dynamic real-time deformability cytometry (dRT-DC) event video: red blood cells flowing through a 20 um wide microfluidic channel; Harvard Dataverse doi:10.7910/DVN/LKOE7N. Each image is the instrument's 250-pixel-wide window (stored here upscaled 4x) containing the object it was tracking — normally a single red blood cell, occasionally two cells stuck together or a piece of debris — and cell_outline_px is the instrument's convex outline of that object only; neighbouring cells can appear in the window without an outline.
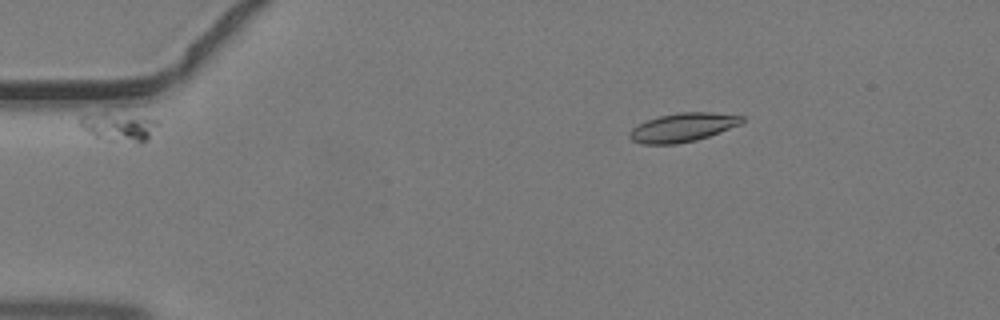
{"species": "common noctule bat (a hibernating species)", "species_latin": "Nyctalus noctula", "temperature_condition": "warm", "stored_images_in_passage": 19, "camera_frame_rate_fps": 3000, "um_per_image_px": 0.085, "animal": {"sex": "male", "body_mass_g": 19.2, "forearm_length_mm": 51.8}, "frame": {"image": 1, "passage_image": 7, "time_ms": 2.0, "image_size_px": [1000, 320], "cell_outline_px": [[744, 120], [740, 124], [708, 136], [696, 140], [676, 144], [640, 144], [632, 140], [628, 136], [628, 132], [632, 128], [648, 120], [660, 116], [676, 112], [712, 112], [744, 116]], "centroid_in_image_um": [58.01, 10.83], "position_along_channel_um": 27.0, "area_um2": 18.73}}
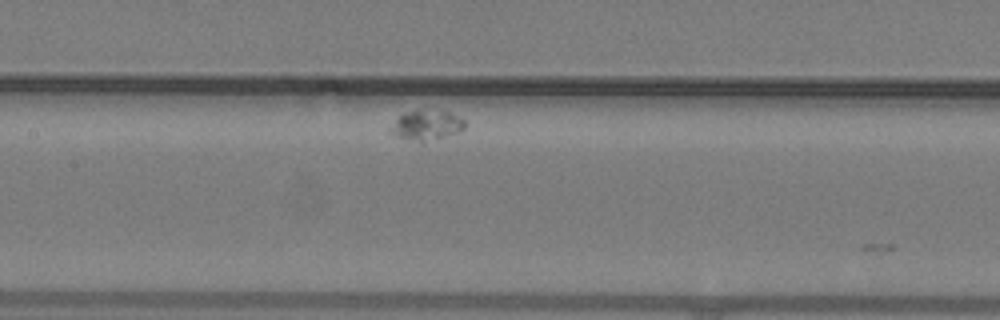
{"frame": {"image": 2, "passage_image": 16, "time_ms": 5.0, "image_size_px": [1000, 320], "cell_outline_px": [[464, 128], [460, 132], [424, 144], [396, 136], [388, 132], [388, 128], [404, 112], [448, 112], [460, 116], [464, 120]], "centroid_in_image_um": [36.25, 10.72], "position_along_channel_um": 171.1, "area_um2": 12.95}}